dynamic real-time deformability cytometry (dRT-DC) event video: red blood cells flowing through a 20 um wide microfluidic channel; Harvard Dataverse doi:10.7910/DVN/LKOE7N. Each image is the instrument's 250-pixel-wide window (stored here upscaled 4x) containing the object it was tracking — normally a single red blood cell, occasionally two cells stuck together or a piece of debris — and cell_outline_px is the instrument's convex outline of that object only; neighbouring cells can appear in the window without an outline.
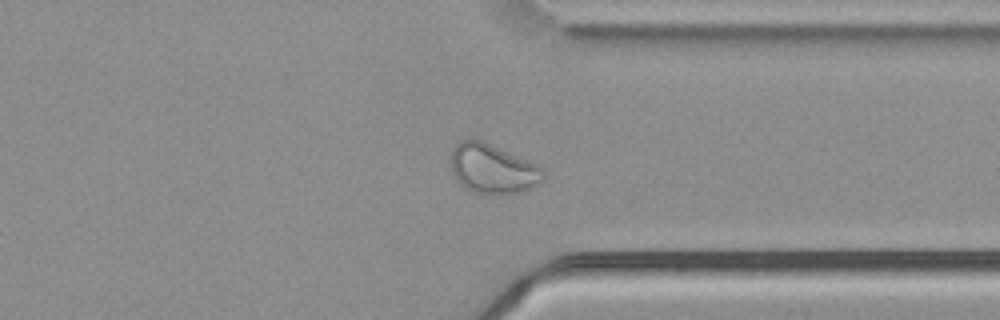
{"species": "common noctule bat (a hibernating species)", "species_latin": "Nyctalus noctula", "temperature_condition": "cold", "stored_images_in_passage": 45, "camera_frame_rate_fps": 3000, "um_per_image_px": 0.085, "animal": {"sex": "male", "body_mass_g": 21.5, "forearm_length_mm": 52.0}, "frame": {"image": 1, "passage_image": 32, "time_ms": 10.333, "image_size_px": [1000, 320], "cell_outline_px": [[544, 180], [532, 188], [512, 196], [488, 196], [472, 192], [464, 188], [452, 176], [452, 148], [460, 140], [476, 136], [536, 164], [544, 168]], "centroid_in_image_um": [41.88, 14.37], "position_along_channel_um": 369.5, "area_um2": 27.98}}
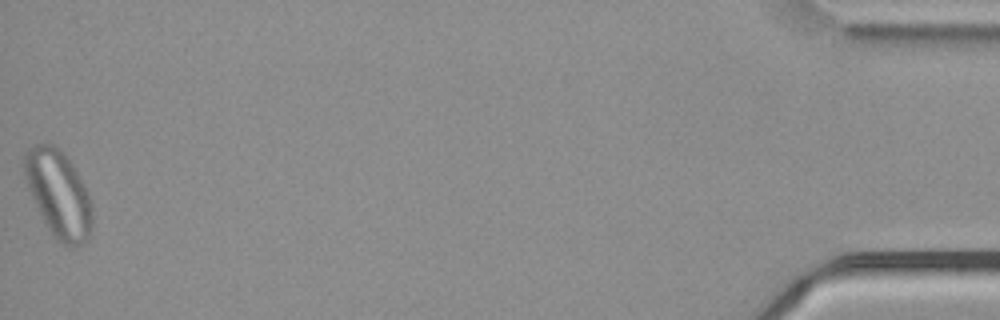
{"frame": {"image": 2, "passage_image": 45, "time_ms": 14.667, "image_size_px": [1000, 320], "cell_outline_px": [[92, 236], [88, 240], [80, 244], [68, 248], [56, 240], [52, 236], [28, 188], [24, 176], [24, 152], [28, 148], [36, 144], [52, 144], [60, 148], [72, 164], [88, 196], [92, 208]], "centroid_in_image_um": [4.97, 16.51], "position_along_channel_um": 430.2, "area_um2": 34.22}, "authors_computed_cell_mechanics": {"area_um2": 27.8018, "velocity_mm_per_s": 3.6953, "shape_relaxation_time_tau1_ms": null, "shape_relaxation_time_tau2_ms": 1.7736, "deformation_change_tau1": null, "deformation_change_tau2": 0.0465}}